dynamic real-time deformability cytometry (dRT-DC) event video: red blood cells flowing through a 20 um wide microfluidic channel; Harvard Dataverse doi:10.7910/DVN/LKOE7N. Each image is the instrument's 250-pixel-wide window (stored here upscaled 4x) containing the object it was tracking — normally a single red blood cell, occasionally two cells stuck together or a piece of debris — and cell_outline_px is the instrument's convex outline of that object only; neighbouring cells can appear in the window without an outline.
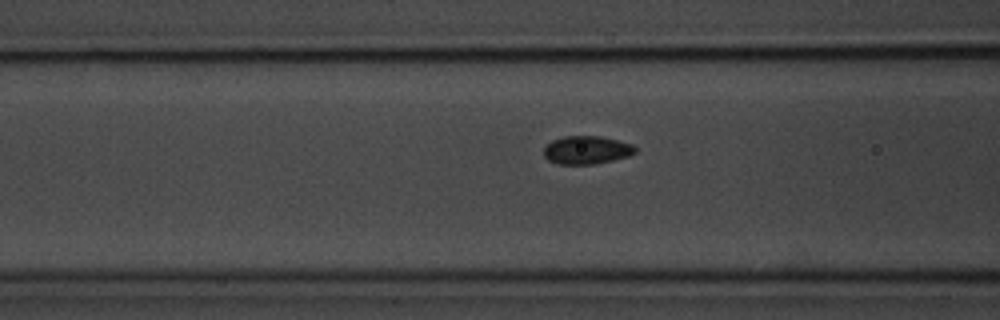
{"species": "common noctule bat (a hibernating species)", "species_latin": "Nyctalus noctula", "temperature_condition": "room temperature", "stored_images_in_passage": 36, "camera_frame_rate_fps": 3000, "um_per_image_px": 0.085, "animal": {"sex": "male", "body_mass_g": 20.1, "forearm_length_mm": 53.5}, "frame": {"image": 1, "passage_image": 8, "time_ms": 2.333, "image_size_px": [1000, 320], "cell_outline_px": [[636, 152], [628, 156], [612, 160], [592, 164], [556, 164], [548, 160], [544, 156], [544, 148], [552, 140], [564, 136], [600, 136], [632, 144], [636, 148]], "centroid_in_image_um": [49.84, 12.75], "position_along_channel_um": 116.8, "area_um2": 14.91}}
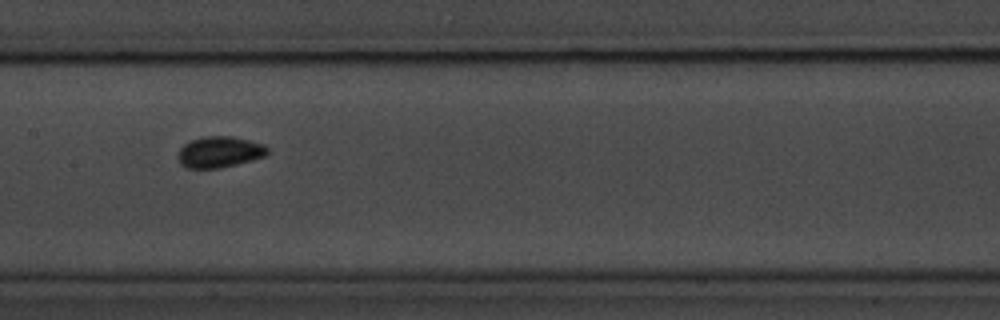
{"frame": {"image": 2, "passage_image": 14, "time_ms": 4.333, "image_size_px": [1000, 320], "cell_outline_px": [[268, 152], [264, 156], [252, 160], [220, 168], [184, 168], [180, 164], [176, 156], [180, 148], [184, 144], [192, 140], [204, 136], [232, 136], [264, 144], [268, 148]], "centroid_in_image_um": [18.62, 12.92], "position_along_channel_um": 188.8, "area_um2": 16.3}}
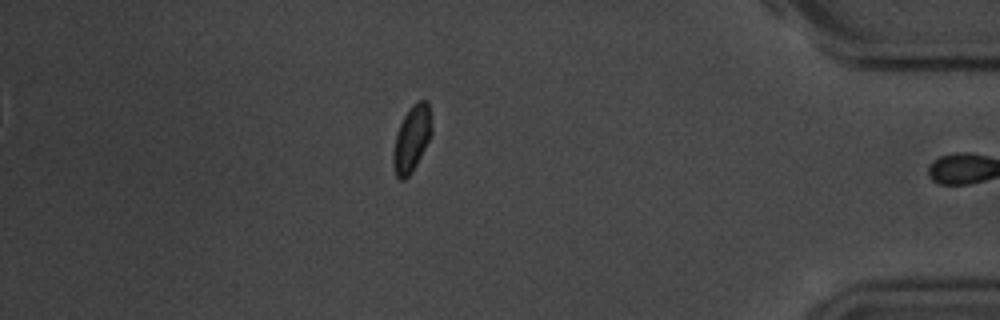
{"frame": {"image": 3, "passage_image": 35, "time_ms": 11.333, "image_size_px": [1000, 320], "cell_outline_px": [[432, 132], [412, 172], [404, 180], [400, 180], [396, 176], [392, 164], [392, 152], [396, 136], [400, 124], [404, 116], [412, 104], [420, 100], [428, 100], [432, 128]], "centroid_in_image_um": [34.98, 11.79], "position_along_channel_um": 400.2, "area_um2": 14.68}, "authors_computed_cell_mechanics": {"area_um2": 15.4326, "velocity_mm_per_s": 3.5897, "shape_relaxation_time_tau1_ms": 2.1768, "shape_relaxation_time_tau2_ms": null, "deformation_change_tau1": 0.0746, "deformation_change_tau2": null}}